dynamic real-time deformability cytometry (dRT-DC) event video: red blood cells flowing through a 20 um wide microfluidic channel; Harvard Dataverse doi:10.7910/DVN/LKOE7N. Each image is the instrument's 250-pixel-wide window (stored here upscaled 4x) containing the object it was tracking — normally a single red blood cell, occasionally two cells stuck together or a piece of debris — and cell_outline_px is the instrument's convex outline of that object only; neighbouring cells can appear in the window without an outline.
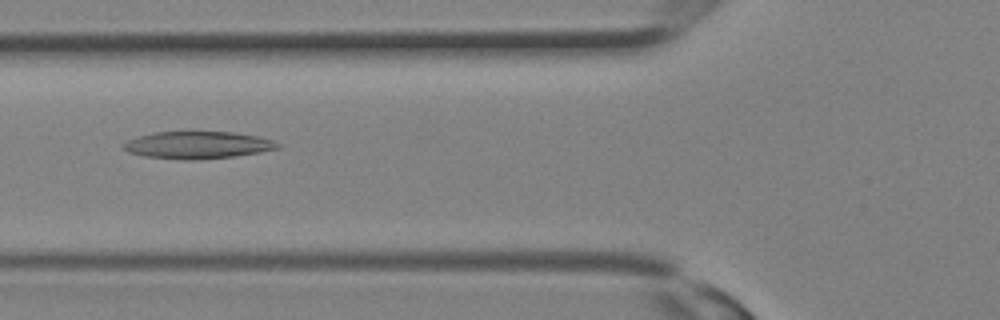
{"species": "Egyptian fruit bat (a non-hibernating species)", "species_latin": "Rousettus aegyptiacus", "temperature_condition": "room temperature", "stored_images_in_passage": 14, "camera_frame_rate_fps": 3000, "um_per_image_px": 0.085, "animal": {"sex": "female"}, "frame": {"image": 1, "passage_image": 5, "time_ms": 1.333, "image_size_px": [1000, 320], "cell_outline_px": [[284, 144], [280, 148], [260, 152], [236, 156], [188, 160], [184, 160], [144, 156], [128, 152], [120, 148], [120, 144], [128, 140], [140, 136], [156, 132], [232, 132], [256, 136], [272, 140]], "centroid_in_image_um": [16.8, 12.33], "position_along_channel_um": 109.0, "area_um2": 24.51}}
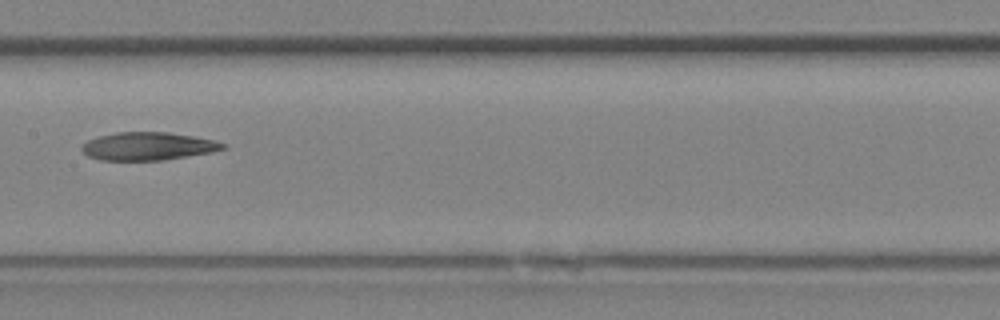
{"frame": {"image": 2, "passage_image": 9, "time_ms": 2.667, "image_size_px": [1000, 320], "cell_outline_px": [[228, 148], [212, 152], [164, 160], [100, 160], [88, 156], [80, 148], [88, 140], [100, 136], [116, 132], [168, 132], [192, 136], [212, 140], [228, 144]], "centroid_in_image_um": [12.61, 12.43], "position_along_channel_um": 194.8, "area_um2": 22.95}}
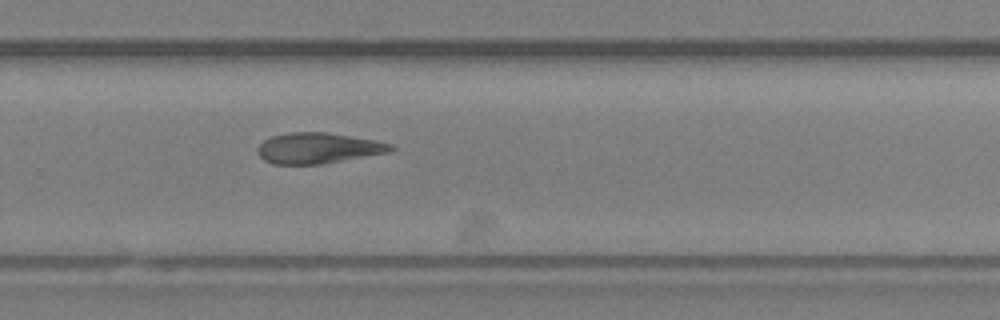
{"frame": {"image": 3, "passage_image": 14, "time_ms": 4.333, "image_size_px": [1000, 320], "cell_outline_px": [[396, 148], [388, 152], [320, 164], [272, 164], [264, 160], [256, 152], [260, 144], [264, 140], [272, 136], [288, 132], [328, 132], [372, 140], [392, 144]], "centroid_in_image_um": [26.99, 12.58], "position_along_channel_um": 302.8, "area_um2": 23.58}}